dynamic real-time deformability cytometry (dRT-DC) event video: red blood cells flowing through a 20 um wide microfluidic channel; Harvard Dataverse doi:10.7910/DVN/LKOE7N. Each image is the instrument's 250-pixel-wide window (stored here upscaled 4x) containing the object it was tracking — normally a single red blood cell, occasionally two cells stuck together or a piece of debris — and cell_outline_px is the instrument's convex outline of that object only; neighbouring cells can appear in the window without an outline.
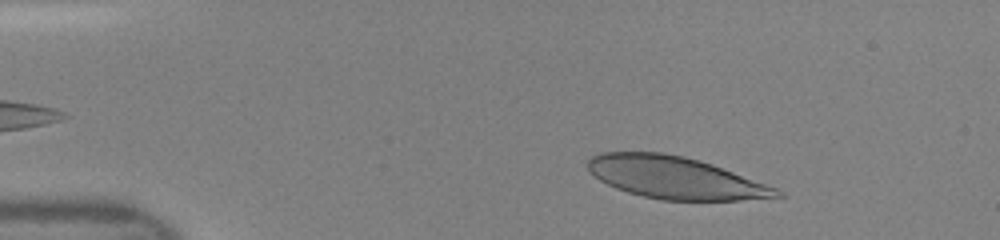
{"species": "human", "species_latin": "Homo sapiens", "temperature_condition": "room temperature", "stored_images_in_passage": 36, "camera_frame_rate_fps": 3000, "um_per_image_px": 0.085, "donor": {"sex": "female"}, "frame": {"image": 1, "passage_image": 5, "time_ms": 1.333, "image_size_px": [1000, 240], "cell_outline_px": [[784, 196], [740, 200], [660, 200], [628, 192], [616, 188], [600, 180], [588, 168], [588, 160], [592, 156], [600, 152], [664, 152], [684, 156], [712, 164], [776, 188], [784, 192]], "centroid_in_image_um": [57.38, 15.1], "position_along_channel_um": 27.6, "area_um2": 45.95}}
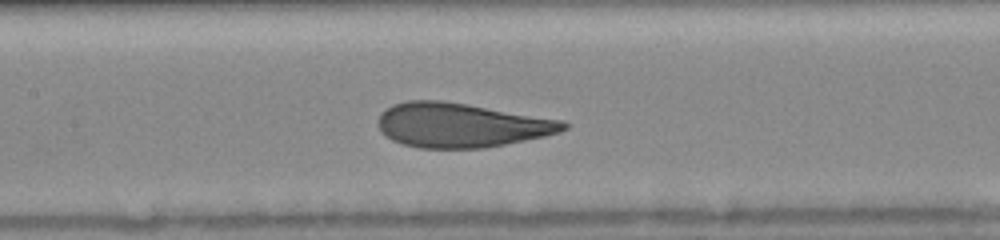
{"frame": {"image": 2, "passage_image": 20, "time_ms": 6.333, "image_size_px": [1000, 240], "cell_outline_px": [[568, 128], [560, 132], [544, 136], [484, 148], [420, 148], [404, 144], [392, 140], [384, 136], [380, 132], [376, 124], [380, 112], [384, 108], [392, 104], [408, 100], [440, 100], [468, 104], [564, 120], [568, 124]], "centroid_in_image_um": [39.14, 10.63], "position_along_channel_um": 168.3, "area_um2": 48.26}}
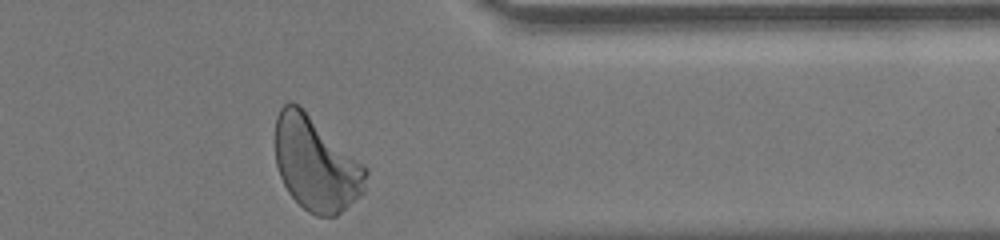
{"frame": {"image": 3, "passage_image": 36, "time_ms": 11.667, "image_size_px": [1000, 240], "cell_outline_px": [[368, 172], [364, 192], [360, 196], [336, 216], [316, 216], [308, 212], [288, 192], [280, 176], [276, 164], [276, 116], [280, 108], [288, 100], [296, 104], [364, 164], [368, 168]], "centroid_in_image_um": [26.86, 13.96], "position_along_channel_um": 384.5, "area_um2": 49.13}}